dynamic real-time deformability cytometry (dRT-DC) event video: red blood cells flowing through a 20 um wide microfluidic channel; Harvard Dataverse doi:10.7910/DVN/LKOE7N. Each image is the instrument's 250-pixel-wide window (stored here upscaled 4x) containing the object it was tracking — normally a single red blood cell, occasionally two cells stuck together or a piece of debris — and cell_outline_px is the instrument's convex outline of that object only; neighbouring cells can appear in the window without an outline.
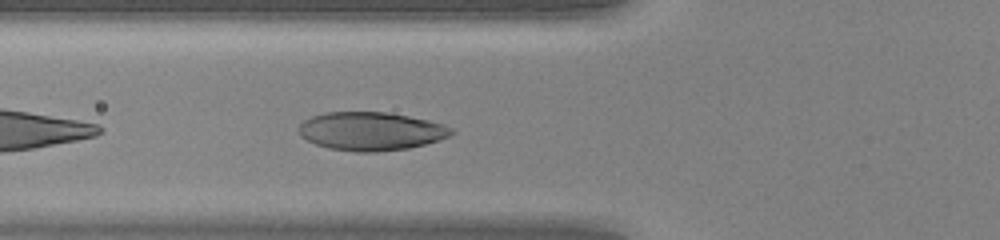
{"species": "human", "species_latin": "Homo sapiens", "temperature_condition": "warm", "stored_images_in_passage": 31, "camera_frame_rate_fps": 3000, "um_per_image_px": 0.085, "donor": {"sex": "female"}, "frame": {"image": 1, "passage_image": 4, "time_ms": 1.0, "image_size_px": [1000, 240], "cell_outline_px": [[456, 132], [448, 136], [424, 144], [408, 148], [376, 152], [356, 152], [328, 148], [316, 144], [300, 136], [296, 128], [304, 120], [312, 116], [324, 112], [388, 112], [428, 120], [444, 124], [452, 128]], "centroid_in_image_um": [31.5, 11.15], "position_along_channel_um": 94.3, "area_um2": 34.22}}
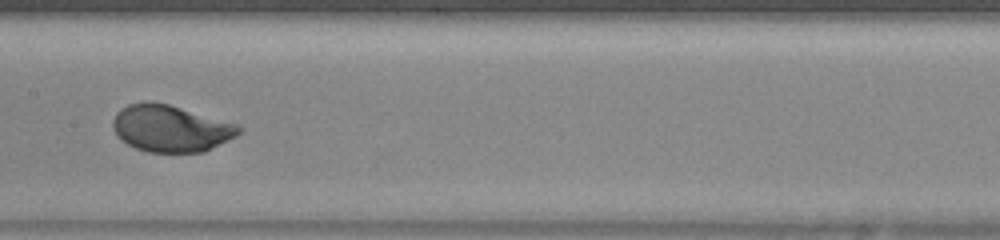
{"frame": {"image": 2, "passage_image": 11, "time_ms": 3.333, "image_size_px": [1000, 240], "cell_outline_px": [[244, 128], [236, 136], [204, 152], [148, 152], [136, 148], [128, 144], [116, 136], [112, 128], [112, 120], [116, 112], [128, 104], [144, 100], [148, 100], [168, 104], [236, 124]], "centroid_in_image_um": [14.46, 10.91], "position_along_channel_um": 192.9, "area_um2": 34.39}}
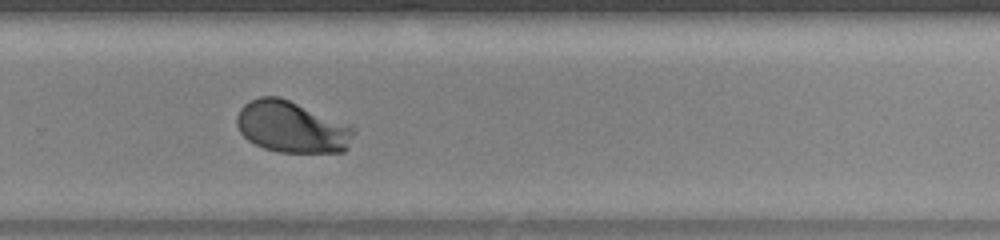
{"frame": {"image": 3, "passage_image": 19, "time_ms": 6.0, "image_size_px": [1000, 240], "cell_outline_px": [[356, 128], [348, 148], [344, 152], [280, 152], [264, 148], [248, 140], [240, 132], [236, 124], [236, 116], [240, 108], [244, 104], [260, 96], [280, 96]], "centroid_in_image_um": [24.78, 10.8], "position_along_channel_um": 305.0, "area_um2": 34.91}, "authors_computed_cell_mechanics": {"area_um2": 34.2176, "velocity_mm_per_s": 4.2181, "shape_relaxation_time_tau1_ms": 1.9431, "shape_relaxation_time_tau2_ms": null, "deformation_change_tau1": 0.1679, "deformation_change_tau2": null}}